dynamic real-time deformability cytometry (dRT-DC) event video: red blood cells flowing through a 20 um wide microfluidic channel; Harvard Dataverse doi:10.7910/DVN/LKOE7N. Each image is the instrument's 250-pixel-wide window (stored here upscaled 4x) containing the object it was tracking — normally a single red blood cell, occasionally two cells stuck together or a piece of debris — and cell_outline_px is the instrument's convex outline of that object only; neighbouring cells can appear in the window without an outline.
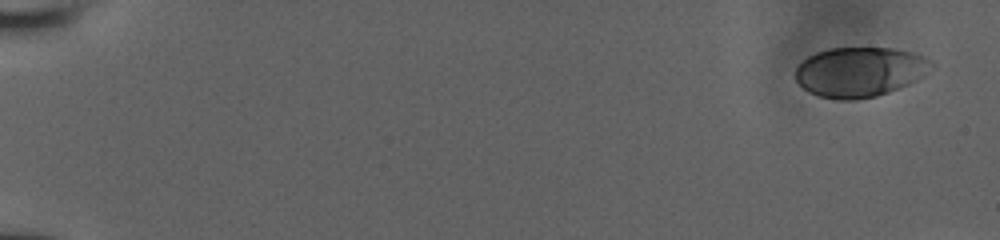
{"species": "human", "species_latin": "Homo sapiens", "temperature_condition": "room temperature", "stored_images_in_passage": 6, "camera_frame_rate_fps": 3000, "um_per_image_px": 0.085, "donor": {"sex": "male"}, "frame": {"image": 1, "passage_image": 1, "time_ms": 0.0, "image_size_px": [1000, 240], "cell_outline_px": [[936, 64], [924, 76], [908, 84], [888, 92], [876, 96], [856, 100], [836, 100], [816, 96], [808, 92], [796, 80], [796, 68], [808, 56], [816, 52], [828, 48], [892, 48], [912, 52], [924, 56], [932, 60]], "centroid_in_image_um": [73.1, 6.11], "position_along_channel_um": 11.9, "area_um2": 39.77}}
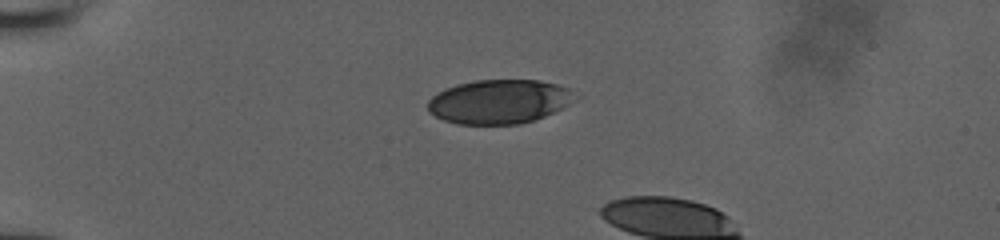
{"frame": {"image": 2, "passage_image": 5, "time_ms": 4.333, "image_size_px": [1000, 240], "cell_outline_px": [[580, 96], [576, 100], [544, 116], [520, 124], [456, 124], [444, 120], [428, 112], [428, 100], [436, 92], [444, 88], [456, 84], [476, 80], [540, 80], [556, 84], [568, 88]], "centroid_in_image_um": [42.41, 8.63], "position_along_channel_um": 42.6, "area_um2": 37.97}}